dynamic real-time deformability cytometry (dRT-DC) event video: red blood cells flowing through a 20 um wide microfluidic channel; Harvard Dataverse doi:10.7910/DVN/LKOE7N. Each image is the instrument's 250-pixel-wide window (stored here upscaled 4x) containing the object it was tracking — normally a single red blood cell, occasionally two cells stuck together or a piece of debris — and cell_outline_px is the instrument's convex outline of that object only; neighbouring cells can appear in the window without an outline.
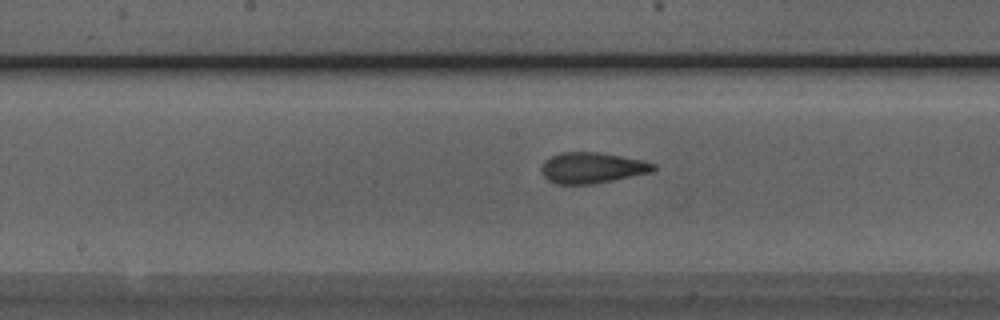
{"species": "Egyptian fruit bat (a non-hibernating species)", "species_latin": "Rousettus aegyptiacus", "temperature_condition": "room temperature", "stored_images_in_passage": 27, "camera_frame_rate_fps": 3000, "um_per_image_px": 0.085, "animal": {"sex": "male"}, "frame": {"image": 1, "passage_image": 13, "time_ms": 4.0, "image_size_px": [1000, 320], "cell_outline_px": [[656, 168], [652, 172], [592, 184], [556, 184], [548, 180], [540, 172], [540, 168], [544, 160], [560, 152], [596, 152], [644, 160], [656, 164]], "centroid_in_image_um": [50.3, 14.26], "position_along_channel_um": 197.9, "area_um2": 20.17}}
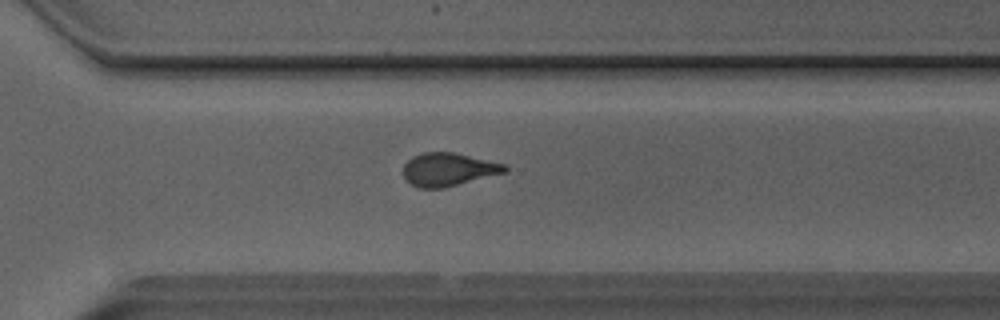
{"frame": {"image": 2, "passage_image": 23, "time_ms": 7.333, "image_size_px": [1000, 320], "cell_outline_px": [[508, 172], [444, 188], [420, 188], [412, 184], [404, 176], [404, 164], [412, 156], [424, 152], [452, 152], [508, 164]], "centroid_in_image_um": [38.17, 14.4], "position_along_channel_um": 332.4, "area_um2": 19.71}}
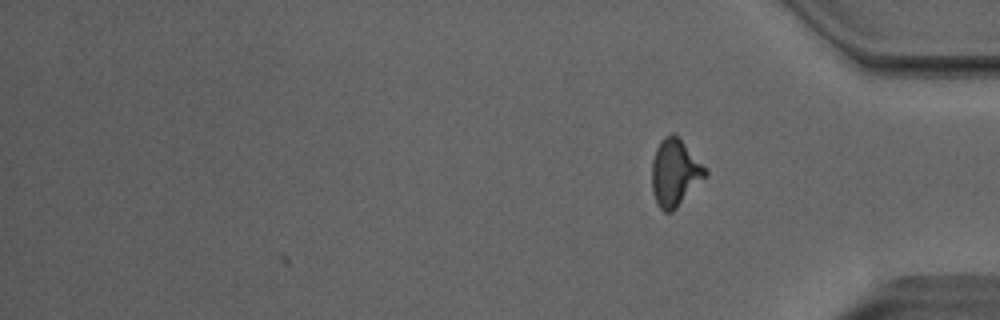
{"frame": {"image": 3, "passage_image": 27, "time_ms": 8.667, "image_size_px": [1000, 320], "cell_outline_px": [[708, 172], [676, 208], [672, 212], [664, 212], [660, 208], [652, 192], [652, 160], [656, 148], [660, 140], [664, 136], [672, 132], [680, 136]], "centroid_in_image_um": [57.33, 14.62], "position_along_channel_um": 377.9, "area_um2": 20.63}, "authors_computed_cell_mechanics": {"area_um2": 20.1144, "velocity_mm_per_s": 4.0462, "shape_relaxation_time_tau1_ms": 6.5783, "shape_relaxation_time_tau2_ms": 1.5923, "deformation_change_tau1": 0.1813, "deformation_change_tau2": 0.0865}}